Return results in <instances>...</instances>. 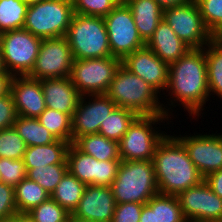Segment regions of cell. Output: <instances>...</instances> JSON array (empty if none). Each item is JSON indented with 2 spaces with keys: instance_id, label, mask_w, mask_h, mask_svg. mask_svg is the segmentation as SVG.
<instances>
[{
  "instance_id": "34",
  "label": "cell",
  "mask_w": 222,
  "mask_h": 222,
  "mask_svg": "<svg viewBox=\"0 0 222 222\" xmlns=\"http://www.w3.org/2000/svg\"><path fill=\"white\" fill-rule=\"evenodd\" d=\"M26 215L33 222H72L71 213L51 197L32 208Z\"/></svg>"
},
{
  "instance_id": "27",
  "label": "cell",
  "mask_w": 222,
  "mask_h": 222,
  "mask_svg": "<svg viewBox=\"0 0 222 222\" xmlns=\"http://www.w3.org/2000/svg\"><path fill=\"white\" fill-rule=\"evenodd\" d=\"M13 127L24 140L27 147L48 145L57 140L40 124L37 118H26L17 115Z\"/></svg>"
},
{
  "instance_id": "15",
  "label": "cell",
  "mask_w": 222,
  "mask_h": 222,
  "mask_svg": "<svg viewBox=\"0 0 222 222\" xmlns=\"http://www.w3.org/2000/svg\"><path fill=\"white\" fill-rule=\"evenodd\" d=\"M116 107L106 94L82 95L72 117V143L84 135L99 133L101 123Z\"/></svg>"
},
{
  "instance_id": "29",
  "label": "cell",
  "mask_w": 222,
  "mask_h": 222,
  "mask_svg": "<svg viewBox=\"0 0 222 222\" xmlns=\"http://www.w3.org/2000/svg\"><path fill=\"white\" fill-rule=\"evenodd\" d=\"M137 116L133 110L116 107L101 123L99 134L119 143Z\"/></svg>"
},
{
  "instance_id": "30",
  "label": "cell",
  "mask_w": 222,
  "mask_h": 222,
  "mask_svg": "<svg viewBox=\"0 0 222 222\" xmlns=\"http://www.w3.org/2000/svg\"><path fill=\"white\" fill-rule=\"evenodd\" d=\"M204 51L210 96L216 94L222 99V47L212 39Z\"/></svg>"
},
{
  "instance_id": "31",
  "label": "cell",
  "mask_w": 222,
  "mask_h": 222,
  "mask_svg": "<svg viewBox=\"0 0 222 222\" xmlns=\"http://www.w3.org/2000/svg\"><path fill=\"white\" fill-rule=\"evenodd\" d=\"M37 119L56 139L72 143V117L70 115L46 108Z\"/></svg>"
},
{
  "instance_id": "33",
  "label": "cell",
  "mask_w": 222,
  "mask_h": 222,
  "mask_svg": "<svg viewBox=\"0 0 222 222\" xmlns=\"http://www.w3.org/2000/svg\"><path fill=\"white\" fill-rule=\"evenodd\" d=\"M67 171V164H53L44 168L29 169L26 177L37 182L51 195Z\"/></svg>"
},
{
  "instance_id": "49",
  "label": "cell",
  "mask_w": 222,
  "mask_h": 222,
  "mask_svg": "<svg viewBox=\"0 0 222 222\" xmlns=\"http://www.w3.org/2000/svg\"><path fill=\"white\" fill-rule=\"evenodd\" d=\"M28 6L29 5H32V4H35V3H39L43 0H23Z\"/></svg>"
},
{
  "instance_id": "10",
  "label": "cell",
  "mask_w": 222,
  "mask_h": 222,
  "mask_svg": "<svg viewBox=\"0 0 222 222\" xmlns=\"http://www.w3.org/2000/svg\"><path fill=\"white\" fill-rule=\"evenodd\" d=\"M112 57L121 61L146 45L141 39L130 8L122 1L103 17Z\"/></svg>"
},
{
  "instance_id": "7",
  "label": "cell",
  "mask_w": 222,
  "mask_h": 222,
  "mask_svg": "<svg viewBox=\"0 0 222 222\" xmlns=\"http://www.w3.org/2000/svg\"><path fill=\"white\" fill-rule=\"evenodd\" d=\"M73 15L72 0H43L28 6L23 28L42 39L65 37Z\"/></svg>"
},
{
  "instance_id": "2",
  "label": "cell",
  "mask_w": 222,
  "mask_h": 222,
  "mask_svg": "<svg viewBox=\"0 0 222 222\" xmlns=\"http://www.w3.org/2000/svg\"><path fill=\"white\" fill-rule=\"evenodd\" d=\"M152 162L159 194L177 195L204 181L183 144L171 134L158 144Z\"/></svg>"
},
{
  "instance_id": "37",
  "label": "cell",
  "mask_w": 222,
  "mask_h": 222,
  "mask_svg": "<svg viewBox=\"0 0 222 222\" xmlns=\"http://www.w3.org/2000/svg\"><path fill=\"white\" fill-rule=\"evenodd\" d=\"M206 28L214 35L222 28V0H195Z\"/></svg>"
},
{
  "instance_id": "21",
  "label": "cell",
  "mask_w": 222,
  "mask_h": 222,
  "mask_svg": "<svg viewBox=\"0 0 222 222\" xmlns=\"http://www.w3.org/2000/svg\"><path fill=\"white\" fill-rule=\"evenodd\" d=\"M146 46L168 65L176 62L191 49L163 19Z\"/></svg>"
},
{
  "instance_id": "14",
  "label": "cell",
  "mask_w": 222,
  "mask_h": 222,
  "mask_svg": "<svg viewBox=\"0 0 222 222\" xmlns=\"http://www.w3.org/2000/svg\"><path fill=\"white\" fill-rule=\"evenodd\" d=\"M121 160L98 161L80 151L73 143L67 152L68 171L83 184L111 186Z\"/></svg>"
},
{
  "instance_id": "19",
  "label": "cell",
  "mask_w": 222,
  "mask_h": 222,
  "mask_svg": "<svg viewBox=\"0 0 222 222\" xmlns=\"http://www.w3.org/2000/svg\"><path fill=\"white\" fill-rule=\"evenodd\" d=\"M17 115L38 118L46 109L41 81L26 76H13L10 83Z\"/></svg>"
},
{
  "instance_id": "35",
  "label": "cell",
  "mask_w": 222,
  "mask_h": 222,
  "mask_svg": "<svg viewBox=\"0 0 222 222\" xmlns=\"http://www.w3.org/2000/svg\"><path fill=\"white\" fill-rule=\"evenodd\" d=\"M26 148L24 140L13 126L0 130V158L23 159Z\"/></svg>"
},
{
  "instance_id": "38",
  "label": "cell",
  "mask_w": 222,
  "mask_h": 222,
  "mask_svg": "<svg viewBox=\"0 0 222 222\" xmlns=\"http://www.w3.org/2000/svg\"><path fill=\"white\" fill-rule=\"evenodd\" d=\"M26 176L27 170L23 159L0 158V182L14 188Z\"/></svg>"
},
{
  "instance_id": "23",
  "label": "cell",
  "mask_w": 222,
  "mask_h": 222,
  "mask_svg": "<svg viewBox=\"0 0 222 222\" xmlns=\"http://www.w3.org/2000/svg\"><path fill=\"white\" fill-rule=\"evenodd\" d=\"M130 8L141 39L147 43L163 19V9L155 0H124Z\"/></svg>"
},
{
  "instance_id": "6",
  "label": "cell",
  "mask_w": 222,
  "mask_h": 222,
  "mask_svg": "<svg viewBox=\"0 0 222 222\" xmlns=\"http://www.w3.org/2000/svg\"><path fill=\"white\" fill-rule=\"evenodd\" d=\"M169 118L167 115L137 116L119 142L120 160L152 161L156 147L166 136L152 127Z\"/></svg>"
},
{
  "instance_id": "8",
  "label": "cell",
  "mask_w": 222,
  "mask_h": 222,
  "mask_svg": "<svg viewBox=\"0 0 222 222\" xmlns=\"http://www.w3.org/2000/svg\"><path fill=\"white\" fill-rule=\"evenodd\" d=\"M42 38L24 28L0 34L3 64L12 76H26L34 67Z\"/></svg>"
},
{
  "instance_id": "17",
  "label": "cell",
  "mask_w": 222,
  "mask_h": 222,
  "mask_svg": "<svg viewBox=\"0 0 222 222\" xmlns=\"http://www.w3.org/2000/svg\"><path fill=\"white\" fill-rule=\"evenodd\" d=\"M116 207L111 186L87 185L72 222H111Z\"/></svg>"
},
{
  "instance_id": "12",
  "label": "cell",
  "mask_w": 222,
  "mask_h": 222,
  "mask_svg": "<svg viewBox=\"0 0 222 222\" xmlns=\"http://www.w3.org/2000/svg\"><path fill=\"white\" fill-rule=\"evenodd\" d=\"M73 62V54L65 37L43 39L34 67L27 76L38 80L68 77Z\"/></svg>"
},
{
  "instance_id": "11",
  "label": "cell",
  "mask_w": 222,
  "mask_h": 222,
  "mask_svg": "<svg viewBox=\"0 0 222 222\" xmlns=\"http://www.w3.org/2000/svg\"><path fill=\"white\" fill-rule=\"evenodd\" d=\"M163 20L191 49L204 48L213 39L195 0L185 5L164 9Z\"/></svg>"
},
{
  "instance_id": "43",
  "label": "cell",
  "mask_w": 222,
  "mask_h": 222,
  "mask_svg": "<svg viewBox=\"0 0 222 222\" xmlns=\"http://www.w3.org/2000/svg\"><path fill=\"white\" fill-rule=\"evenodd\" d=\"M12 75L8 72H0V97L10 92V83Z\"/></svg>"
},
{
  "instance_id": "26",
  "label": "cell",
  "mask_w": 222,
  "mask_h": 222,
  "mask_svg": "<svg viewBox=\"0 0 222 222\" xmlns=\"http://www.w3.org/2000/svg\"><path fill=\"white\" fill-rule=\"evenodd\" d=\"M85 188V184L67 171L50 197L72 214L77 208Z\"/></svg>"
},
{
  "instance_id": "44",
  "label": "cell",
  "mask_w": 222,
  "mask_h": 222,
  "mask_svg": "<svg viewBox=\"0 0 222 222\" xmlns=\"http://www.w3.org/2000/svg\"><path fill=\"white\" fill-rule=\"evenodd\" d=\"M155 1L164 10L175 6L185 5L189 3L191 0H155Z\"/></svg>"
},
{
  "instance_id": "18",
  "label": "cell",
  "mask_w": 222,
  "mask_h": 222,
  "mask_svg": "<svg viewBox=\"0 0 222 222\" xmlns=\"http://www.w3.org/2000/svg\"><path fill=\"white\" fill-rule=\"evenodd\" d=\"M121 65L142 78L159 94L168 86L169 65L162 61L146 45L126 56ZM160 89V90H159Z\"/></svg>"
},
{
  "instance_id": "32",
  "label": "cell",
  "mask_w": 222,
  "mask_h": 222,
  "mask_svg": "<svg viewBox=\"0 0 222 222\" xmlns=\"http://www.w3.org/2000/svg\"><path fill=\"white\" fill-rule=\"evenodd\" d=\"M28 5L23 0H0V34L22 29Z\"/></svg>"
},
{
  "instance_id": "1",
  "label": "cell",
  "mask_w": 222,
  "mask_h": 222,
  "mask_svg": "<svg viewBox=\"0 0 222 222\" xmlns=\"http://www.w3.org/2000/svg\"><path fill=\"white\" fill-rule=\"evenodd\" d=\"M171 93L169 106L180 103L191 116H199L210 99L207 64L204 48L190 49L169 65L168 86ZM175 98V99H174ZM175 102V103H174Z\"/></svg>"
},
{
  "instance_id": "24",
  "label": "cell",
  "mask_w": 222,
  "mask_h": 222,
  "mask_svg": "<svg viewBox=\"0 0 222 222\" xmlns=\"http://www.w3.org/2000/svg\"><path fill=\"white\" fill-rule=\"evenodd\" d=\"M70 144L57 139L48 145L27 147L23 157L26 170L44 168L53 164H67V152Z\"/></svg>"
},
{
  "instance_id": "25",
  "label": "cell",
  "mask_w": 222,
  "mask_h": 222,
  "mask_svg": "<svg viewBox=\"0 0 222 222\" xmlns=\"http://www.w3.org/2000/svg\"><path fill=\"white\" fill-rule=\"evenodd\" d=\"M73 144L98 161L120 160L119 143L99 133L79 137Z\"/></svg>"
},
{
  "instance_id": "28",
  "label": "cell",
  "mask_w": 222,
  "mask_h": 222,
  "mask_svg": "<svg viewBox=\"0 0 222 222\" xmlns=\"http://www.w3.org/2000/svg\"><path fill=\"white\" fill-rule=\"evenodd\" d=\"M14 194L17 211L21 214H26L50 197L44 188L27 177L14 187Z\"/></svg>"
},
{
  "instance_id": "46",
  "label": "cell",
  "mask_w": 222,
  "mask_h": 222,
  "mask_svg": "<svg viewBox=\"0 0 222 222\" xmlns=\"http://www.w3.org/2000/svg\"><path fill=\"white\" fill-rule=\"evenodd\" d=\"M213 40L222 47V28H220L214 35Z\"/></svg>"
},
{
  "instance_id": "13",
  "label": "cell",
  "mask_w": 222,
  "mask_h": 222,
  "mask_svg": "<svg viewBox=\"0 0 222 222\" xmlns=\"http://www.w3.org/2000/svg\"><path fill=\"white\" fill-rule=\"evenodd\" d=\"M176 197L188 222H222V198L205 181Z\"/></svg>"
},
{
  "instance_id": "47",
  "label": "cell",
  "mask_w": 222,
  "mask_h": 222,
  "mask_svg": "<svg viewBox=\"0 0 222 222\" xmlns=\"http://www.w3.org/2000/svg\"><path fill=\"white\" fill-rule=\"evenodd\" d=\"M0 72H7L5 67H4V64H3L1 45H0Z\"/></svg>"
},
{
  "instance_id": "20",
  "label": "cell",
  "mask_w": 222,
  "mask_h": 222,
  "mask_svg": "<svg viewBox=\"0 0 222 222\" xmlns=\"http://www.w3.org/2000/svg\"><path fill=\"white\" fill-rule=\"evenodd\" d=\"M40 81L46 108L54 109L73 117L82 95L72 84L70 76L46 78Z\"/></svg>"
},
{
  "instance_id": "4",
  "label": "cell",
  "mask_w": 222,
  "mask_h": 222,
  "mask_svg": "<svg viewBox=\"0 0 222 222\" xmlns=\"http://www.w3.org/2000/svg\"><path fill=\"white\" fill-rule=\"evenodd\" d=\"M116 204H146L159 193L152 161H121L111 185Z\"/></svg>"
},
{
  "instance_id": "40",
  "label": "cell",
  "mask_w": 222,
  "mask_h": 222,
  "mask_svg": "<svg viewBox=\"0 0 222 222\" xmlns=\"http://www.w3.org/2000/svg\"><path fill=\"white\" fill-rule=\"evenodd\" d=\"M14 188L0 182V219L17 214Z\"/></svg>"
},
{
  "instance_id": "39",
  "label": "cell",
  "mask_w": 222,
  "mask_h": 222,
  "mask_svg": "<svg viewBox=\"0 0 222 222\" xmlns=\"http://www.w3.org/2000/svg\"><path fill=\"white\" fill-rule=\"evenodd\" d=\"M143 205L135 202L116 204L111 222H139Z\"/></svg>"
},
{
  "instance_id": "42",
  "label": "cell",
  "mask_w": 222,
  "mask_h": 222,
  "mask_svg": "<svg viewBox=\"0 0 222 222\" xmlns=\"http://www.w3.org/2000/svg\"><path fill=\"white\" fill-rule=\"evenodd\" d=\"M204 181L215 194L222 198V169L207 175Z\"/></svg>"
},
{
  "instance_id": "22",
  "label": "cell",
  "mask_w": 222,
  "mask_h": 222,
  "mask_svg": "<svg viewBox=\"0 0 222 222\" xmlns=\"http://www.w3.org/2000/svg\"><path fill=\"white\" fill-rule=\"evenodd\" d=\"M139 222H188L176 195L157 194L143 205Z\"/></svg>"
},
{
  "instance_id": "9",
  "label": "cell",
  "mask_w": 222,
  "mask_h": 222,
  "mask_svg": "<svg viewBox=\"0 0 222 222\" xmlns=\"http://www.w3.org/2000/svg\"><path fill=\"white\" fill-rule=\"evenodd\" d=\"M120 65L121 60L112 56L76 59L70 78L81 95L106 94Z\"/></svg>"
},
{
  "instance_id": "5",
  "label": "cell",
  "mask_w": 222,
  "mask_h": 222,
  "mask_svg": "<svg viewBox=\"0 0 222 222\" xmlns=\"http://www.w3.org/2000/svg\"><path fill=\"white\" fill-rule=\"evenodd\" d=\"M65 38L74 60L112 56L103 17L74 13Z\"/></svg>"
},
{
  "instance_id": "41",
  "label": "cell",
  "mask_w": 222,
  "mask_h": 222,
  "mask_svg": "<svg viewBox=\"0 0 222 222\" xmlns=\"http://www.w3.org/2000/svg\"><path fill=\"white\" fill-rule=\"evenodd\" d=\"M17 118V112L10 92L0 97V130L12 127Z\"/></svg>"
},
{
  "instance_id": "48",
  "label": "cell",
  "mask_w": 222,
  "mask_h": 222,
  "mask_svg": "<svg viewBox=\"0 0 222 222\" xmlns=\"http://www.w3.org/2000/svg\"><path fill=\"white\" fill-rule=\"evenodd\" d=\"M21 222H33L26 214H21Z\"/></svg>"
},
{
  "instance_id": "16",
  "label": "cell",
  "mask_w": 222,
  "mask_h": 222,
  "mask_svg": "<svg viewBox=\"0 0 222 222\" xmlns=\"http://www.w3.org/2000/svg\"><path fill=\"white\" fill-rule=\"evenodd\" d=\"M179 135L176 138L183 144L190 160L204 178L222 169V134Z\"/></svg>"
},
{
  "instance_id": "45",
  "label": "cell",
  "mask_w": 222,
  "mask_h": 222,
  "mask_svg": "<svg viewBox=\"0 0 222 222\" xmlns=\"http://www.w3.org/2000/svg\"><path fill=\"white\" fill-rule=\"evenodd\" d=\"M0 222H21V213H17L13 216L0 219Z\"/></svg>"
},
{
  "instance_id": "36",
  "label": "cell",
  "mask_w": 222,
  "mask_h": 222,
  "mask_svg": "<svg viewBox=\"0 0 222 222\" xmlns=\"http://www.w3.org/2000/svg\"><path fill=\"white\" fill-rule=\"evenodd\" d=\"M122 0H72L73 12L86 16L105 17Z\"/></svg>"
},
{
  "instance_id": "3",
  "label": "cell",
  "mask_w": 222,
  "mask_h": 222,
  "mask_svg": "<svg viewBox=\"0 0 222 222\" xmlns=\"http://www.w3.org/2000/svg\"><path fill=\"white\" fill-rule=\"evenodd\" d=\"M158 94L142 78L132 74L122 65L116 70L106 92L117 107L133 110L138 116L167 115L170 117L172 112L169 109L172 107L166 109L165 105L161 104Z\"/></svg>"
}]
</instances>
